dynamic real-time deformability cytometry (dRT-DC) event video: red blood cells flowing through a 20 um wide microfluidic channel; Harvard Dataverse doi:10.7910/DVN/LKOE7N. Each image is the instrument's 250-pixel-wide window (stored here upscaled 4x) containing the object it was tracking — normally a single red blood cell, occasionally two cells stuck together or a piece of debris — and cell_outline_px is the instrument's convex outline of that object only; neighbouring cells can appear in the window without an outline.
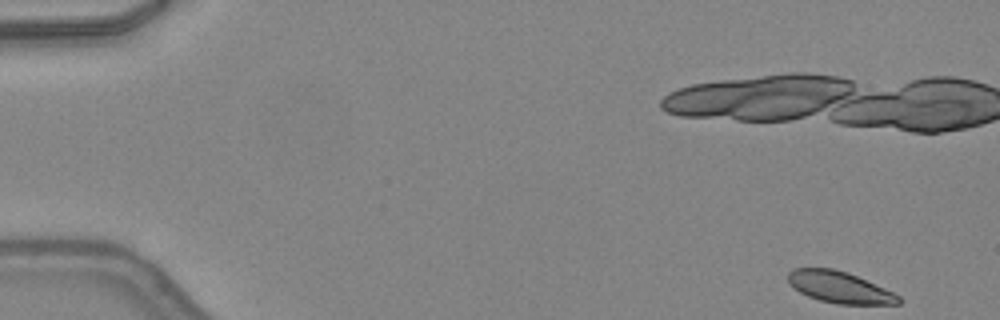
{"species": "common noctule bat (a hibernating species)", "species_latin": "Nyctalus noctula", "temperature_condition": "warm", "stored_images_in_passage": 38, "camera_frame_rate_fps": 3000, "um_per_image_px": 0.085, "animal": {"sex": "female", "body_mass_g": 24.6, "forearm_length_mm": 56.2}, "frame": {"image": 1, "passage_image": 1, "time_ms": 0.0, "image_size_px": [1000, 320], "cell_outline_px": [[904, 300], [900, 304], [836, 304], [820, 300], [808, 296], [800, 292], [788, 284], [788, 272], [792, 268], [832, 268], [848, 272], [884, 288], [900, 296]], "centroid_in_image_um": [71.36, 24.41], "position_along_channel_um": 13.6, "area_um2": 20.35}}